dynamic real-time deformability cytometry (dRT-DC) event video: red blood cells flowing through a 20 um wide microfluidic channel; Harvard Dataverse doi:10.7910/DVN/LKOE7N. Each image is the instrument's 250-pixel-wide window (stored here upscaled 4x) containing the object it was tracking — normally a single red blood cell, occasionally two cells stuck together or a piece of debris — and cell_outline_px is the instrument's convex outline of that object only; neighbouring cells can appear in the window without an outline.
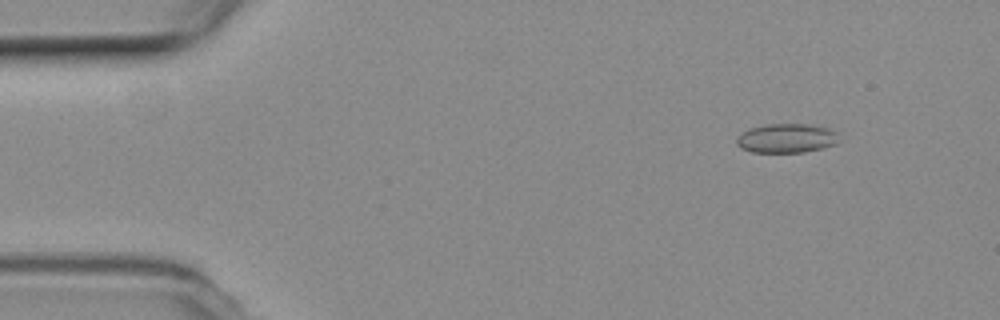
{"species": "common noctule bat (a hibernating species)", "species_latin": "Nyctalus noctula", "temperature_condition": "room temperature", "stored_images_in_passage": 17, "camera_frame_rate_fps": 3000, "um_per_image_px": 0.085, "animal": {"sex": "female", "body_mass_g": 19.3, "forearm_length_mm": 54.1}, "frame": {"image": 1, "passage_image": 6, "time_ms": 1.667, "image_size_px": [1000, 320], "cell_outline_px": [[836, 144], [804, 152], [752, 152], [740, 148], [736, 144], [736, 136], [748, 128], [764, 124], [808, 124], [828, 128], [836, 132]], "centroid_in_image_um": [66.77, 11.74], "position_along_channel_um": 18.2, "area_um2": 17.4}}
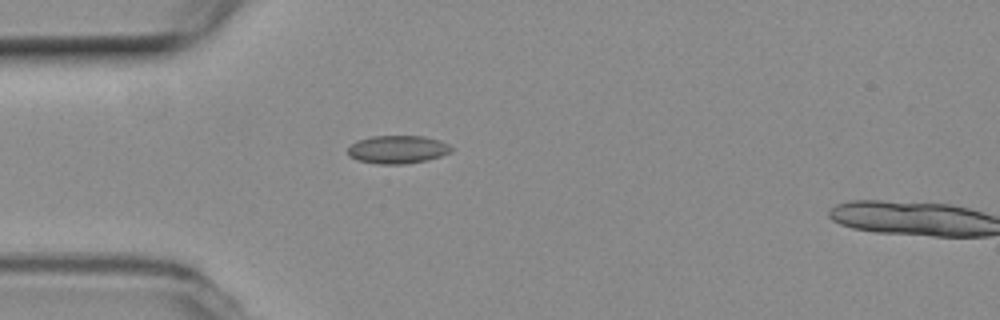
{"frame": {"image": 2, "passage_image": 15, "time_ms": 4.667, "image_size_px": [1000, 320], "cell_outline_px": [[452, 152], [428, 160], [404, 164], [376, 164], [356, 160], [348, 156], [348, 148], [356, 140], [372, 136], [424, 136], [440, 140], [448, 144], [452, 148]], "centroid_in_image_um": [33.78, 12.71], "position_along_channel_um": 51.2, "area_um2": 17.11}}